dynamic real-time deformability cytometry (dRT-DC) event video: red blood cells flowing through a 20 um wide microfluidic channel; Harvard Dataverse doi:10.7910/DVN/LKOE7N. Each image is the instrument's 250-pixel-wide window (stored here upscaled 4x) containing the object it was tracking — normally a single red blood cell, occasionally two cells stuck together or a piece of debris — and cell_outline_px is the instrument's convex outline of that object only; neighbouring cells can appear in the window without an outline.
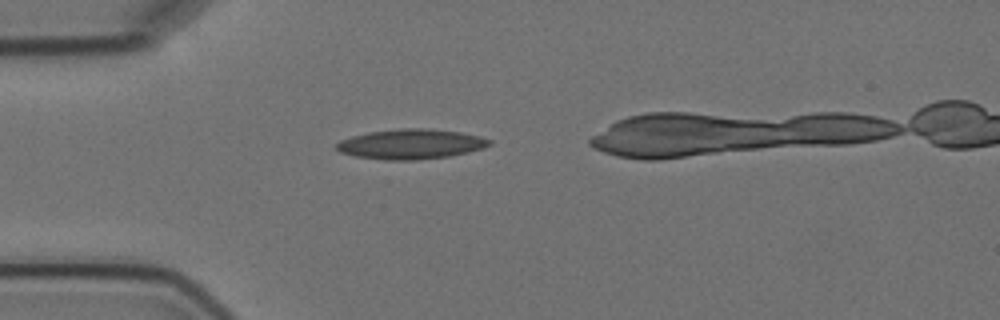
{"species": "Egyptian fruit bat (a non-hibernating species)", "species_latin": "Rousettus aegyptiacus", "temperature_condition": "cold", "stored_images_in_passage": 2, "camera_frame_rate_fps": 3000, "um_per_image_px": 0.085, "animal": {"sex": "female"}, "frame": {"image": 1, "passage_image": 1, "time_ms": 0.0, "image_size_px": [1000, 320], "cell_outline_px": [[492, 144], [484, 148], [468, 152], [448, 156], [416, 160], [384, 160], [356, 156], [340, 152], [336, 148], [336, 144], [340, 140], [352, 136], [368, 132], [400, 128], [428, 128], [460, 132], [480, 136], [492, 140]], "centroid_in_image_um": [34.94, 12.24], "position_along_channel_um": 50.1, "area_um2": 26.76}}